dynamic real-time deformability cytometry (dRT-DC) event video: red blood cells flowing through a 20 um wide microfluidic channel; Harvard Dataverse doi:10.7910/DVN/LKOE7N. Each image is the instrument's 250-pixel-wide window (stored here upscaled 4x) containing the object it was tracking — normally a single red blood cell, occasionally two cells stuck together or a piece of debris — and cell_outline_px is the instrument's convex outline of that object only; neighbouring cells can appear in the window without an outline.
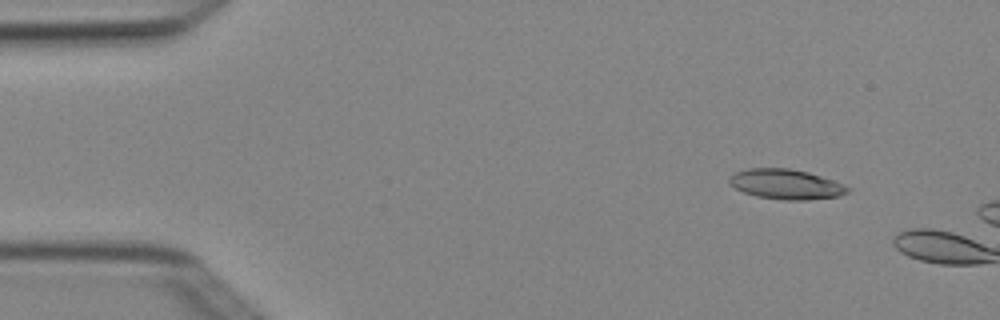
{"species": "Egyptian fruit bat (a non-hibernating species)", "species_latin": "Rousettus aegyptiacus", "temperature_condition": "cold", "stored_images_in_passage": 3, "camera_frame_rate_fps": 3000, "um_per_image_px": 0.085, "animal": {"sex": "female"}, "frame": {"image": 1, "passage_image": 1, "time_ms": 0.0, "image_size_px": [1000, 320], "cell_outline_px": [[848, 192], [840, 196], [808, 200], [784, 200], [756, 196], [744, 192], [728, 184], [728, 176], [736, 172], [748, 168], [788, 168], [808, 172], [844, 184], [848, 188]], "centroid_in_image_um": [66.77, 15.66], "position_along_channel_um": 18.2, "area_um2": 20.69}}